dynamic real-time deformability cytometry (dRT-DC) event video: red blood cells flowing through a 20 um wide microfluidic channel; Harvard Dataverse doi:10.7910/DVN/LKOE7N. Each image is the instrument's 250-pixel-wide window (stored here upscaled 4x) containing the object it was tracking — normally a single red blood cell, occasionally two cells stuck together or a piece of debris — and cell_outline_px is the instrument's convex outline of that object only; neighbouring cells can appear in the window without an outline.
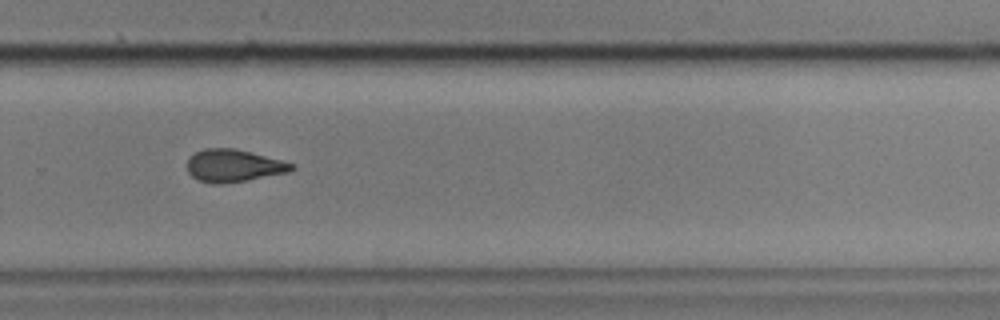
{"species": "common noctule bat (a hibernating species)", "species_latin": "Nyctalus noctula", "temperature_condition": "cold", "stored_images_in_passage": 43, "camera_frame_rate_fps": 3000, "um_per_image_px": 0.085, "animal": {"sex": "male", "body_mass_g": 17.9, "forearm_length_mm": 54.2}, "frame": {"image": 1, "passage_image": 25, "time_ms": 8.0, "image_size_px": [1000, 320], "cell_outline_px": [[296, 168], [288, 172], [244, 180], [220, 184], [212, 184], [196, 180], [188, 172], [188, 160], [196, 152], [204, 148], [236, 148], [280, 160], [292, 164]], "centroid_in_image_um": [19.82, 14.08], "position_along_channel_um": 310.0, "area_um2": 19.48}}
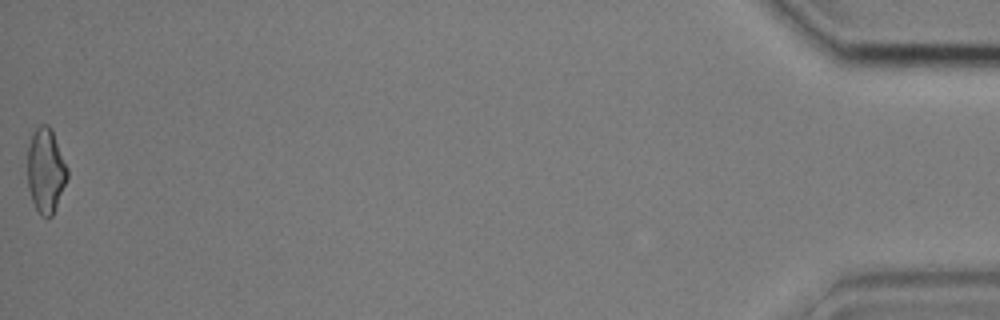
{"frame": {"image": 2, "passage_image": 43, "time_ms": 14.0, "image_size_px": [1000, 320], "cell_outline_px": [[68, 176], [52, 216], [48, 220], [40, 216], [32, 200], [28, 188], [28, 144], [32, 132], [40, 124], [48, 124], [52, 128], [68, 168]], "centroid_in_image_um": [3.89, 14.48], "position_along_channel_um": 431.3, "area_um2": 19.88}, "authors_computed_cell_mechanics": {"area_um2": 19.9988, "velocity_mm_per_s": 3.6374, "shape_relaxation_time_tau1_ms": null, "shape_relaxation_time_tau2_ms": 3.4101, "deformation_change_tau1": null, "deformation_change_tau2": 0.1059}}